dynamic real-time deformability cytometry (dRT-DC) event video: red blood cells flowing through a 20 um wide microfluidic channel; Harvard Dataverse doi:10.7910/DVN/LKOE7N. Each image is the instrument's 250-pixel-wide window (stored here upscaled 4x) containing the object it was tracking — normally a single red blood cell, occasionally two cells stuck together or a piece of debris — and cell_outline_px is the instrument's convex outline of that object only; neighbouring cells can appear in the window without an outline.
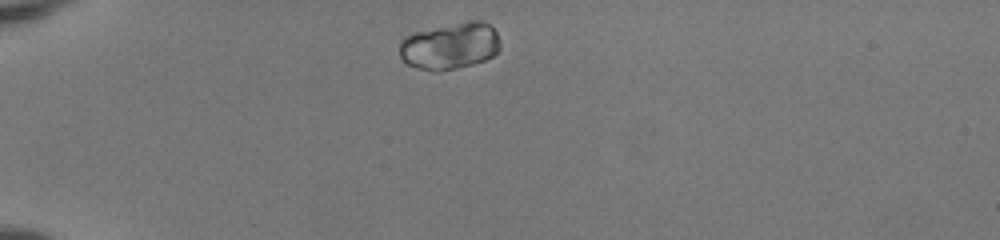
{"species": "human", "species_latin": "Homo sapiens", "temperature_condition": "room temperature", "stored_images_in_passage": 39, "camera_frame_rate_fps": 3000, "um_per_image_px": 0.085, "donor": {"sex": "female"}, "frame": {"image": 1, "passage_image": 2, "time_ms": 0.333, "image_size_px": [1000, 240], "cell_outline_px": [[500, 48], [492, 56], [484, 60], [472, 64], [456, 68], [420, 68], [408, 64], [400, 56], [400, 40], [416, 32], [468, 20], [480, 20], [488, 24], [496, 32], [500, 40]], "centroid_in_image_um": [38.3, 3.86], "position_along_channel_um": 46.7, "area_um2": 26.65}}
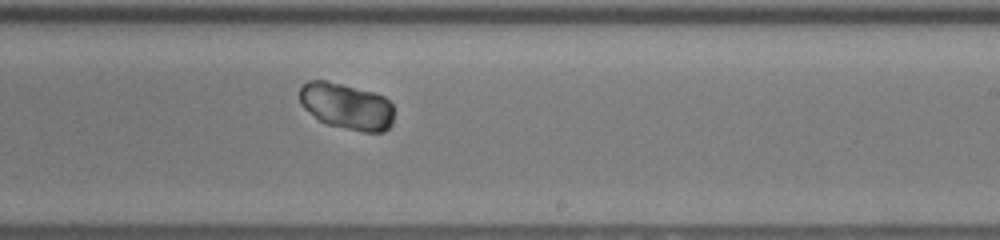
{"frame": {"image": 2, "passage_image": 21, "time_ms": 6.667, "image_size_px": [1000, 240], "cell_outline_px": [[392, 124], [384, 132], [364, 132], [328, 124], [320, 120], [304, 108], [300, 104], [300, 88], [308, 80], [324, 80], [376, 92], [384, 96], [392, 104]], "centroid_in_image_um": [29.48, 9.02], "position_along_channel_um": 259.5, "area_um2": 25.43}}
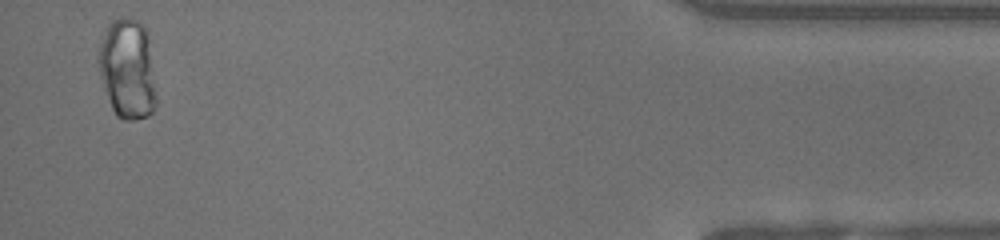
{"frame": {"image": 3, "passage_image": 38, "time_ms": 12.333, "image_size_px": [1000, 240], "cell_outline_px": [[156, 104], [152, 112], [148, 116], [132, 120], [124, 120], [116, 116], [112, 108], [100, 72], [100, 48], [104, 28], [112, 20], [120, 16], [136, 20], [144, 24], [148, 36], [156, 100]], "centroid_in_image_um": [10.85, 5.84], "position_along_channel_um": 424.3, "area_um2": 33.18}}